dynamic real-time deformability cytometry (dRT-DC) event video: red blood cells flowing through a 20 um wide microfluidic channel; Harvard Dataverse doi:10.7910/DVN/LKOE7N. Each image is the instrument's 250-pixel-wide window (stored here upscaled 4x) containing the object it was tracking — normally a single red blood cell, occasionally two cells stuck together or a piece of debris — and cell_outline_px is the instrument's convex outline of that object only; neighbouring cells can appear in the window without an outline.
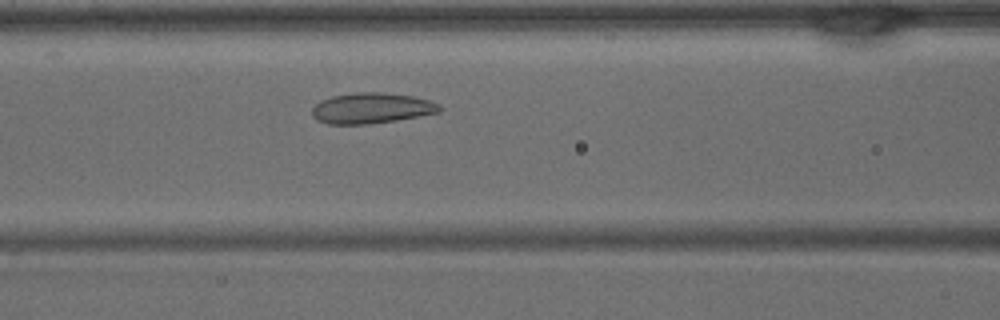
{"species": "common noctule bat (a hibernating species)", "species_latin": "Nyctalus noctula", "temperature_condition": "warm", "stored_images_in_passage": 35, "camera_frame_rate_fps": 3000, "um_per_image_px": 0.085, "animal": {"sex": "male", "body_mass_g": 15.6}, "frame": {"image": 1, "passage_image": 11, "time_ms": 3.333, "image_size_px": [1000, 320], "cell_outline_px": [[444, 108], [440, 112], [420, 116], [396, 120], [368, 124], [328, 124], [316, 120], [312, 116], [312, 108], [320, 100], [332, 96], [356, 92], [384, 92], [412, 96], [428, 100], [440, 104]], "centroid_in_image_um": [31.58, 9.19], "position_along_channel_um": 135.0, "area_um2": 22.95}}
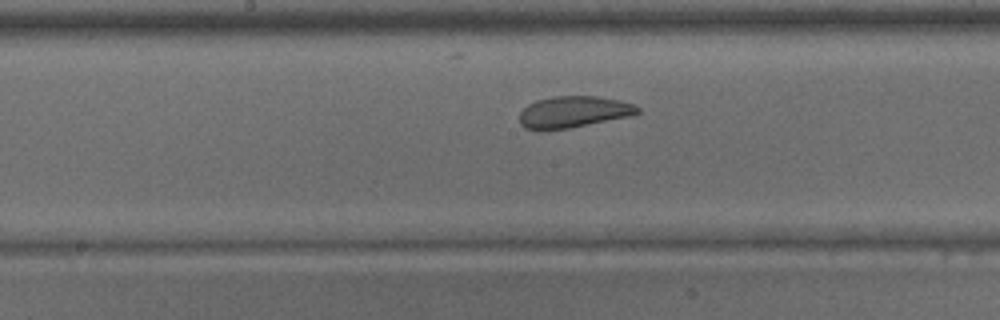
{"frame": {"image": 2, "passage_image": 15, "time_ms": 4.667, "image_size_px": [1000, 320], "cell_outline_px": [[640, 112], [632, 116], [568, 128], [540, 132], [524, 128], [520, 124], [520, 112], [528, 104], [536, 100], [552, 96], [596, 96], [620, 100], [632, 104], [640, 108]], "centroid_in_image_um": [48.71, 9.53], "position_along_channel_um": 199.5, "area_um2": 22.02}}
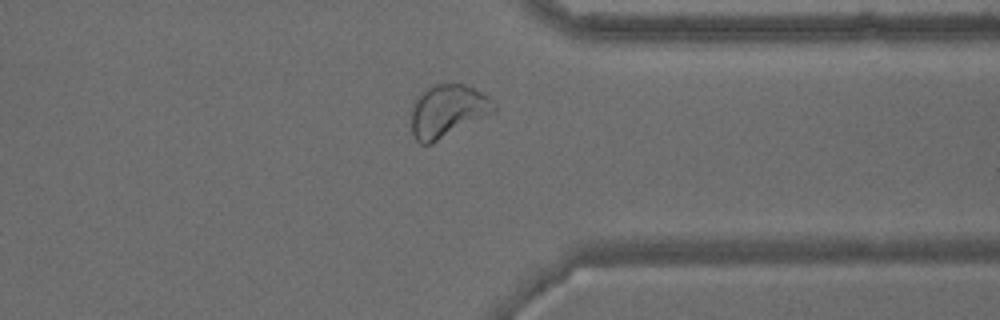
{"frame": {"image": 3, "passage_image": 26, "time_ms": 8.333, "image_size_px": [1000, 320], "cell_outline_px": [[496, 112], [432, 144], [420, 144], [412, 136], [412, 100], [420, 92], [436, 84], [464, 84], [488, 96], [496, 104]], "centroid_in_image_um": [38.04, 9.45], "position_along_channel_um": 373.4, "area_um2": 25.66}}